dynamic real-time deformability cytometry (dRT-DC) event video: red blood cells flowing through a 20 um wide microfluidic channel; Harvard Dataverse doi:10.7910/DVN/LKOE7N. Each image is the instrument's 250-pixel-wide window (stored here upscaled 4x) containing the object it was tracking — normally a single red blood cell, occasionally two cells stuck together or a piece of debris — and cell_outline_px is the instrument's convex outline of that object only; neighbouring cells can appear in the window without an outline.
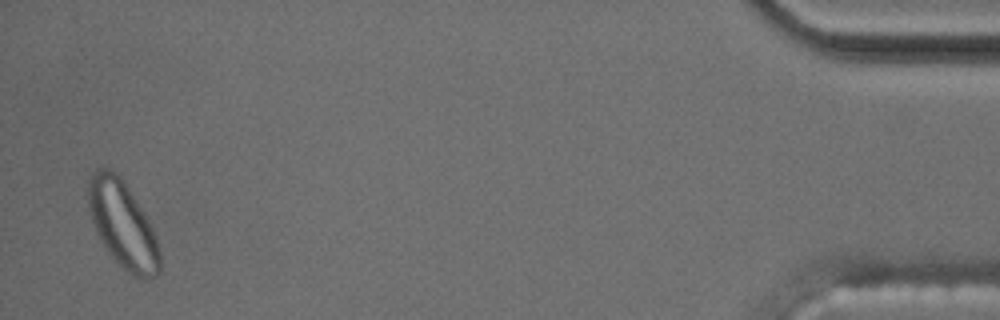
{"species": "common noctule bat (a hibernating species)", "species_latin": "Nyctalus noctula", "temperature_condition": "cold", "stored_images_in_passage": 51, "segment_of_instrument_passage": [2, 2], "camera_frame_rate_fps": 3000, "um_per_image_px": 0.085, "animal": {"sex": "male", "body_mass_g": 17.5, "forearm_length_mm": 52.3}, "frame": {"image": 1, "passage_image": 50, "time_ms": 16.333, "image_size_px": [1000, 320], "cell_outline_px": [[160, 272], [156, 276], [136, 276], [128, 272], [108, 252], [100, 240], [96, 232], [88, 208], [88, 180], [92, 172], [96, 168], [108, 168], [116, 172], [120, 176], [144, 212], [156, 236], [160, 248]], "centroid_in_image_um": [10.41, 19.05], "position_along_channel_um": 424.8, "area_um2": 35.78}}